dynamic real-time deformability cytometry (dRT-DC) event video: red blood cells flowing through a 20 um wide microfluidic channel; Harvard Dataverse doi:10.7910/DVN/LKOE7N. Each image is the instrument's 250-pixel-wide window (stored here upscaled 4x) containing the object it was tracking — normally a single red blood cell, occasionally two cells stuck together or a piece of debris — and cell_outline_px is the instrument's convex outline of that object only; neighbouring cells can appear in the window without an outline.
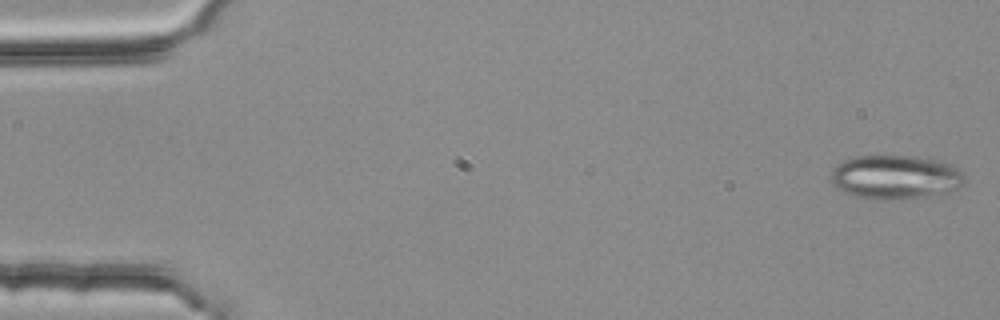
{"species": "common noctule bat (a hibernating species)", "species_latin": "Nyctalus noctula", "temperature_condition": "room temperature", "stored_images_in_passage": 54, "camera_frame_rate_fps": 3000, "um_per_image_px": 0.085, "animal": {"sex": "female", "body_mass_g": 25.1}, "frame": {"image": 1, "passage_image": 1, "time_ms": 0.0, "image_size_px": [1000, 320], "cell_outline_px": [[964, 184], [960, 188], [948, 192], [884, 200], [860, 196], [844, 192], [832, 184], [832, 168], [836, 164], [852, 156], [916, 156], [940, 160], [952, 164], [964, 172]], "centroid_in_image_um": [76.14, 15.02], "position_along_channel_um": 8.9, "area_um2": 34.1}}
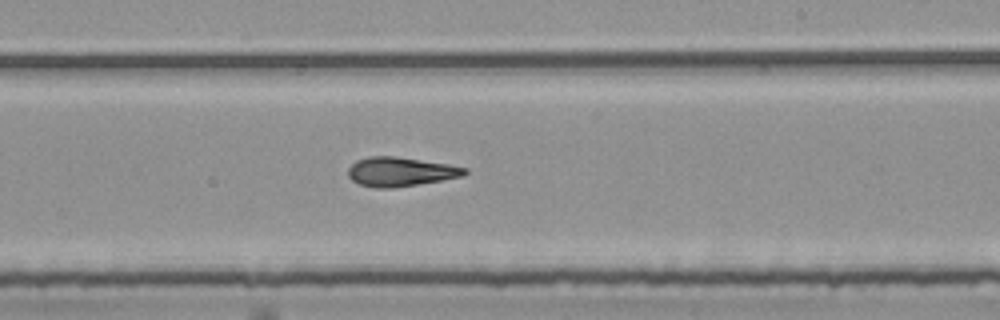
{"frame": {"image": 2, "passage_image": 32, "time_ms": 10.333, "image_size_px": [1000, 320], "cell_outline_px": [[468, 172], [464, 176], [392, 188], [376, 188], [360, 184], [352, 180], [348, 176], [348, 168], [356, 160], [372, 156], [392, 156], [448, 164], [468, 168]], "centroid_in_image_um": [34.03, 14.59], "position_along_channel_um": 255.0, "area_um2": 19.59}}
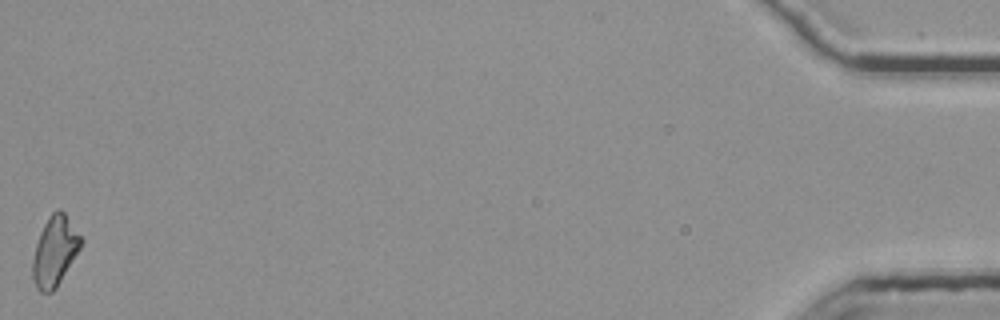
{"frame": {"image": 3, "passage_image": 54, "time_ms": 17.667, "image_size_px": [1000, 320], "cell_outline_px": [[84, 240], [80, 248], [56, 288], [52, 292], [40, 292], [36, 288], [32, 276], [32, 260], [36, 244], [40, 232], [48, 216], [56, 208], [60, 208], [64, 212]], "centroid_in_image_um": [4.65, 21.33], "position_along_channel_um": 430.6, "area_um2": 19.65}, "authors_computed_cell_mechanics": {"area_um2": 19.7098, "velocity_mm_per_s": 3.7712, "shape_relaxation_time_tau1_ms": null, "shape_relaxation_time_tau2_ms": 2.4839, "deformation_change_tau1": null, "deformation_change_tau2": 0.1115}}